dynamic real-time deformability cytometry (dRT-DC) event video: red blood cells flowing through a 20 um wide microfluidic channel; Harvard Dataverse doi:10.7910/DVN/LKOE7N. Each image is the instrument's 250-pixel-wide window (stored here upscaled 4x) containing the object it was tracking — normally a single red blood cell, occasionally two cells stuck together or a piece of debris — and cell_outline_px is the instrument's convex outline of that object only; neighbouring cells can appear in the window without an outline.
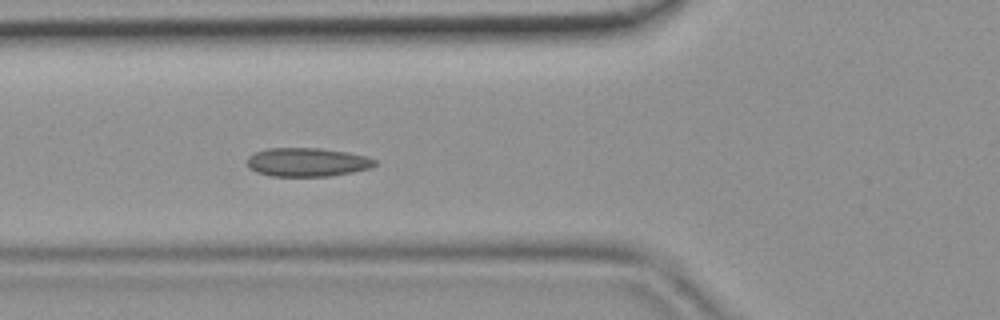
{"species": "common noctule bat (a hibernating species)", "species_latin": "Nyctalus noctula", "temperature_condition": "room temperature", "stored_images_in_passage": 47, "camera_frame_rate_fps": 3000, "um_per_image_px": 0.085, "animal": {"sex": "female", "body_mass_g": 19.9}, "frame": {"image": 1, "passage_image": 18, "time_ms": 5.667, "image_size_px": [1000, 320], "cell_outline_px": [[376, 164], [372, 168], [332, 176], [272, 176], [256, 172], [248, 168], [248, 156], [256, 152], [268, 148], [320, 148], [348, 152], [368, 156], [376, 160]], "centroid_in_image_um": [26.14, 13.78], "position_along_channel_um": 99.7, "area_um2": 21.5}}
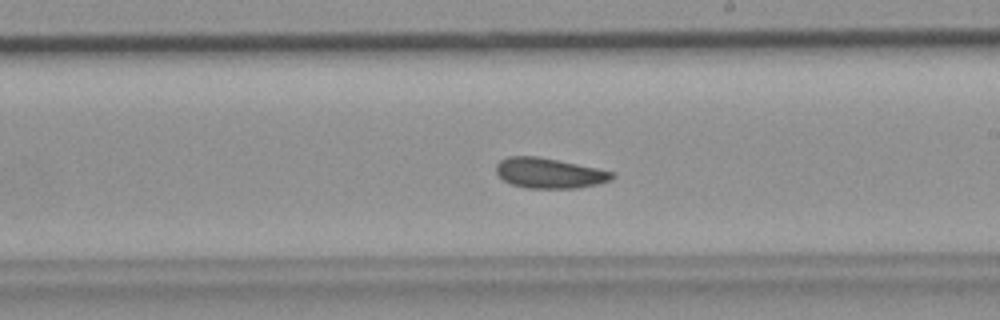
{"frame": {"image": 2, "passage_image": 28, "time_ms": 9.0, "image_size_px": [1000, 320], "cell_outline_px": [[616, 176], [612, 180], [596, 184], [576, 188], [524, 188], [512, 184], [504, 180], [496, 172], [496, 164], [500, 160], [508, 156], [536, 156], [616, 172]], "centroid_in_image_um": [46.69, 14.72], "position_along_channel_um": 242.3, "area_um2": 20.35}}
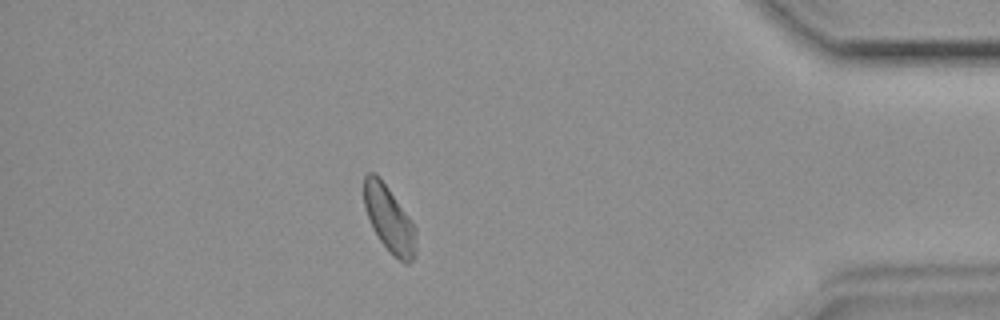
{"frame": {"image": 3, "passage_image": 42, "time_ms": 13.667, "image_size_px": [1000, 320], "cell_outline_px": [[416, 252], [412, 260], [408, 264], [404, 264], [380, 240], [372, 228], [364, 204], [364, 176], [368, 172], [372, 172], [388, 188], [408, 216], [416, 228]], "centroid_in_image_um": [33.09, 18.64], "position_along_channel_um": 402.1, "area_um2": 19.48}}